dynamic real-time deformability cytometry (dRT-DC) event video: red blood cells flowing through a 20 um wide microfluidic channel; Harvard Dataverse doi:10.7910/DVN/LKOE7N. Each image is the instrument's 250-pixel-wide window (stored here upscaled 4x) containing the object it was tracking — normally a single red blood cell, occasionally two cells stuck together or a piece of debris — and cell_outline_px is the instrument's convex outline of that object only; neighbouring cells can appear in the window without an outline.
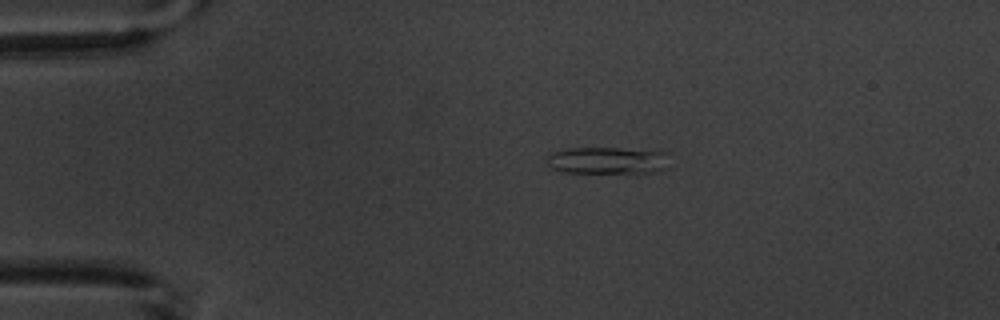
{"species": "common noctule bat (a hibernating species)", "species_latin": "Nyctalus noctula", "temperature_condition": "warm", "stored_images_in_passage": 4, "camera_frame_rate_fps": 3000, "um_per_image_px": 0.085, "animal": {"sex": "male", "body_mass_g": 20.1, "forearm_length_mm": 53.5}, "frame": {"image": 1, "passage_image": 1, "time_ms": 0.0, "image_size_px": [1000, 320], "cell_outline_px": [[668, 168], [660, 172], [560, 172], [552, 168], [548, 164], [548, 156], [552, 152], [568, 148], [620, 148], [668, 152]], "centroid_in_image_um": [51.68, 13.63], "position_along_channel_um": 33.3, "area_um2": 19.31}}
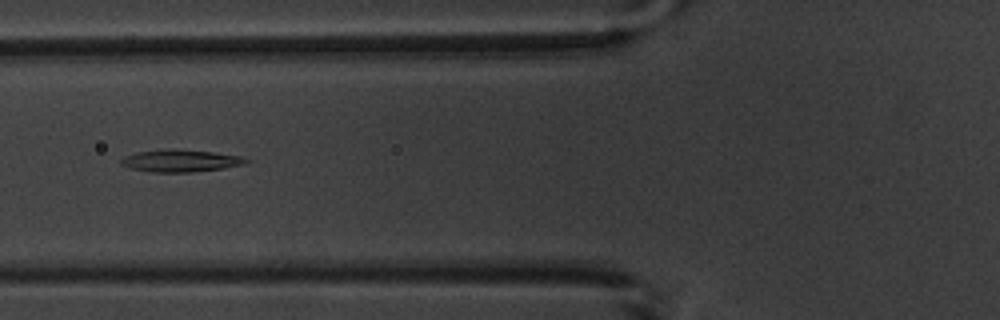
{"frame": {"image": 2, "passage_image": 4, "time_ms": 3.333, "image_size_px": [1000, 320], "cell_outline_px": [[248, 160], [244, 164], [224, 168], [192, 172], [152, 172], [132, 168], [120, 164], [120, 160], [124, 156], [136, 152], [212, 152], [240, 156]], "centroid_in_image_um": [15.35, 13.72], "position_along_channel_um": 110.5, "area_um2": 14.97}}